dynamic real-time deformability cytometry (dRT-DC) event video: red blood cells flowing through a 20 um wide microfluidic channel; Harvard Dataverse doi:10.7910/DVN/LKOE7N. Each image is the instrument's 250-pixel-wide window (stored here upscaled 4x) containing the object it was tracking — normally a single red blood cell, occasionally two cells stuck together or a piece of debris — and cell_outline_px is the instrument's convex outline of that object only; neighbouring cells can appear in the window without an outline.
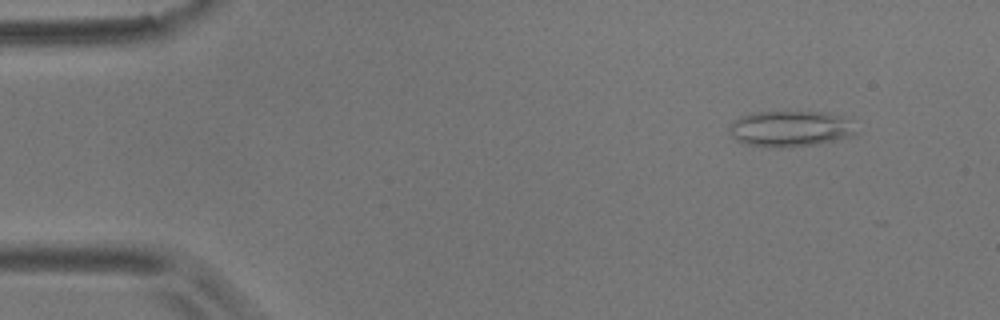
{"species": "common noctule bat (a hibernating species)", "species_latin": "Nyctalus noctula", "temperature_condition": "room temperature", "stored_images_in_passage": 6, "segment_of_instrument_passage": [2, 2], "camera_frame_rate_fps": 3000, "um_per_image_px": 0.085, "animal": {"sex": "male", "body_mass_g": 17.9}, "frame": {"image": 1, "passage_image": 6, "time_ms": 1.667, "image_size_px": [1000, 320], "cell_outline_px": [[860, 132], [848, 136], [820, 144], [788, 148], [780, 148], [744, 144], [736, 140], [728, 132], [728, 128], [740, 116], [752, 112], [828, 112], [840, 116]], "centroid_in_image_um": [67.13, 10.96], "position_along_channel_um": 17.9, "area_um2": 26.53}}